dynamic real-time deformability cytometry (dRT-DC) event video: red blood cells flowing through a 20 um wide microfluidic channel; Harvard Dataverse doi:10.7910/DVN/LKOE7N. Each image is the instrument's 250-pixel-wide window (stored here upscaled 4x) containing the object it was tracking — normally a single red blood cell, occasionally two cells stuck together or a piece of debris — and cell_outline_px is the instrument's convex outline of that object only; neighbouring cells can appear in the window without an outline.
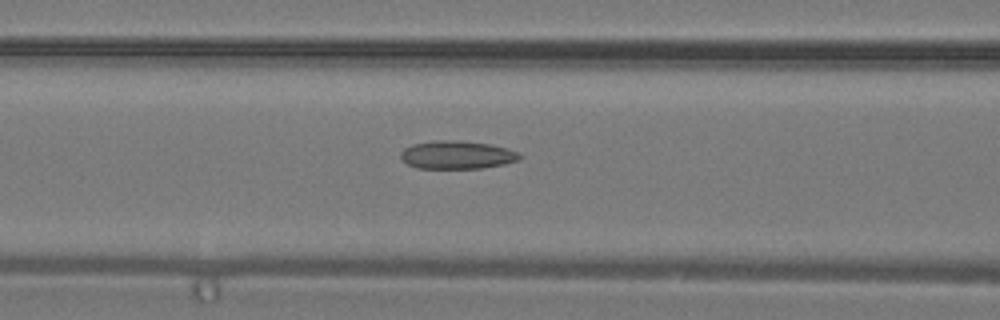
{"species": "common noctule bat (a hibernating species)", "species_latin": "Nyctalus noctula", "temperature_condition": "warm", "stored_images_in_passage": 34, "camera_frame_rate_fps": 3000, "um_per_image_px": 0.085, "animal": {"sex": "male", "body_mass_g": 19.2, "forearm_length_mm": 51.8}, "frame": {"image": 1, "passage_image": 16, "time_ms": 5.0, "image_size_px": [1000, 320], "cell_outline_px": [[524, 156], [516, 160], [504, 164], [480, 168], [416, 168], [408, 164], [400, 156], [400, 152], [404, 148], [412, 144], [436, 140], [448, 140], [488, 144], [508, 148], [520, 152]], "centroid_in_image_um": [38.85, 13.16], "position_along_channel_um": 127.8, "area_um2": 19.36}}
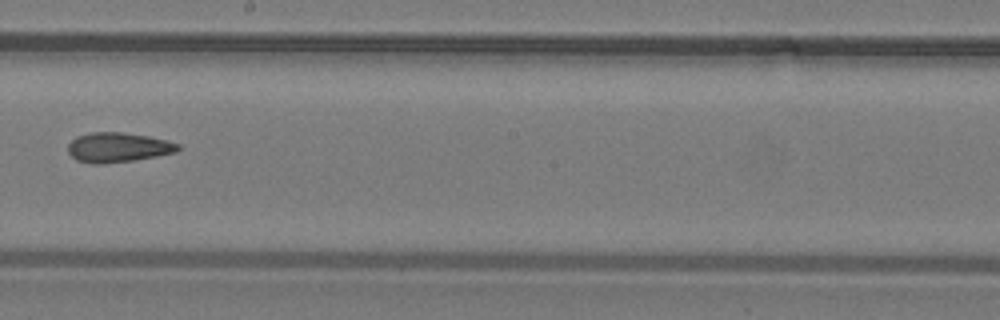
{"frame": {"image": 2, "passage_image": 22, "time_ms": 7.0, "image_size_px": [1000, 320], "cell_outline_px": [[180, 148], [176, 152], [156, 156], [132, 160], [104, 164], [92, 164], [76, 160], [68, 152], [68, 144], [76, 136], [92, 132], [120, 132], [148, 136], [168, 140], [180, 144]], "centroid_in_image_um": [10.02, 12.53], "position_along_channel_um": 238.2, "area_um2": 19.07}}
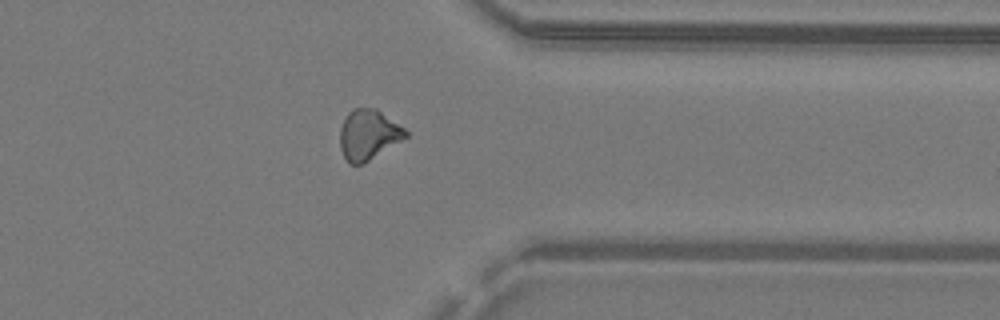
{"frame": {"image": 3, "passage_image": 30, "time_ms": 9.667, "image_size_px": [1000, 320], "cell_outline_px": [[408, 136], [368, 160], [360, 164], [348, 164], [340, 148], [340, 128], [344, 116], [352, 108], [376, 108], [404, 128], [408, 132]], "centroid_in_image_um": [31.28, 11.42], "position_along_channel_um": 380.1, "area_um2": 19.02}}